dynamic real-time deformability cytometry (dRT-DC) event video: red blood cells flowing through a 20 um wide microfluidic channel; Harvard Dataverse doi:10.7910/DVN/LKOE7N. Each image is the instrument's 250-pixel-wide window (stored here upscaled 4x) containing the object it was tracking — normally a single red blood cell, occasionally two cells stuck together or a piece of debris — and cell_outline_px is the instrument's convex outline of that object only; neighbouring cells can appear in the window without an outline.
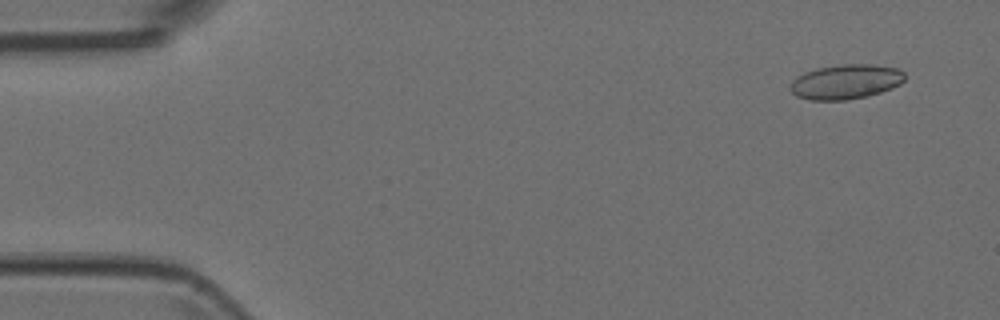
{"species": "Egyptian fruit bat (a non-hibernating species)", "species_latin": "Rousettus aegyptiacus", "temperature_condition": "room temperature", "stored_images_in_passage": 3, "segment_of_instrument_passage": [2, 2], "camera_frame_rate_fps": 3000, "um_per_image_px": 0.085, "animal": {"sex": "female"}, "frame": {"image": 1, "passage_image": 3, "time_ms": 0.667, "image_size_px": [1000, 320], "cell_outline_px": [[904, 80], [900, 84], [892, 88], [868, 96], [848, 100], [808, 100], [796, 96], [788, 88], [792, 80], [796, 76], [804, 72], [816, 68], [840, 64], [872, 64], [900, 68], [904, 72]], "centroid_in_image_um": [71.87, 6.94], "position_along_channel_um": 13.1, "area_um2": 23.52}}